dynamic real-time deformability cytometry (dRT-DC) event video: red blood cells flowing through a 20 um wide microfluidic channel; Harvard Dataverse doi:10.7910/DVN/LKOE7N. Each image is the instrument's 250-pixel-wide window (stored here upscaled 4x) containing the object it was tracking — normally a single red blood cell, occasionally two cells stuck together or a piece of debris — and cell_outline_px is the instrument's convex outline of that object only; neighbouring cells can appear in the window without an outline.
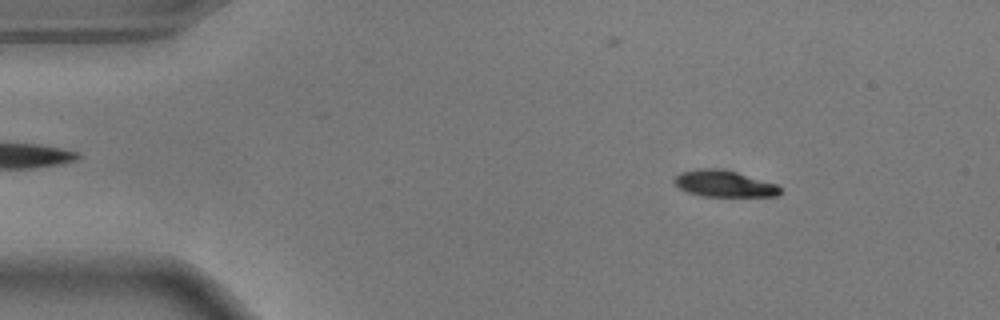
{"species": "common noctule bat (a hibernating species)", "species_latin": "Nyctalus noctula", "temperature_condition": "warm", "stored_images_in_passage": 54, "camera_frame_rate_fps": 3000, "um_per_image_px": 0.085, "animal": {"sex": "male", "body_mass_g": 17.9}, "frame": {"image": 1, "passage_image": 7, "time_ms": 2.0, "image_size_px": [1000, 320], "cell_outline_px": [[780, 192], [776, 196], [704, 196], [688, 192], [680, 188], [672, 180], [680, 172], [696, 168], [724, 168], [776, 184], [780, 188]], "centroid_in_image_um": [61.51, 15.59], "position_along_channel_um": 23.5, "area_um2": 16.3}}
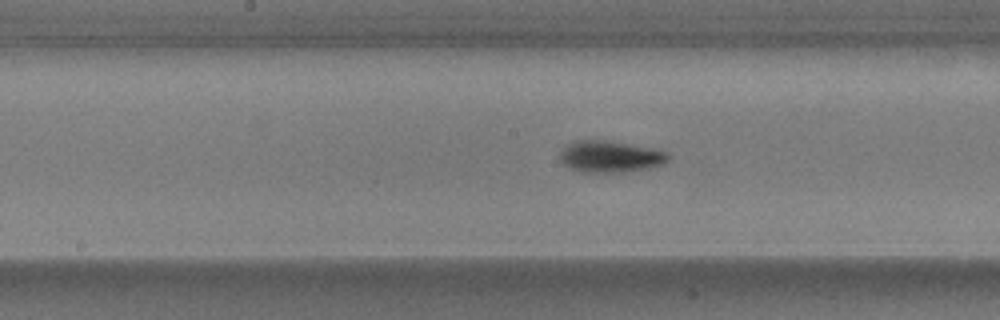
{"frame": {"image": 2, "passage_image": 27, "time_ms": 8.667, "image_size_px": [1000, 320], "cell_outline_px": [[668, 160], [664, 164], [648, 168], [624, 172], [580, 172], [568, 168], [560, 160], [560, 148], [572, 140], [604, 140], [652, 148], [668, 152]], "centroid_in_image_um": [51.81, 13.3], "position_along_channel_um": 196.4, "area_um2": 20.11}}
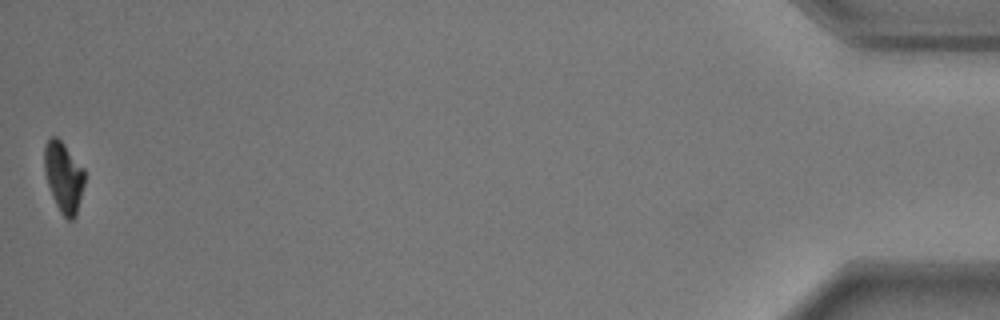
{"frame": {"image": 3, "passage_image": 54, "time_ms": 17.667, "image_size_px": [1000, 320], "cell_outline_px": [[84, 184], [76, 216], [72, 220], [68, 220], [60, 212], [52, 196], [44, 172], [44, 144], [52, 136], [56, 136], [64, 144], [84, 168]], "centroid_in_image_um": [5.4, 15.04], "position_along_channel_um": 429.8, "area_um2": 16.47}, "authors_computed_cell_mechanics": {"area_um2": 18.0336, "velocity_mm_per_s": 3.6606, "shape_relaxation_time_tau1_ms": 1.847, "shape_relaxation_time_tau2_ms": null, "deformation_change_tau1": 0.1633, "deformation_change_tau2": null}}